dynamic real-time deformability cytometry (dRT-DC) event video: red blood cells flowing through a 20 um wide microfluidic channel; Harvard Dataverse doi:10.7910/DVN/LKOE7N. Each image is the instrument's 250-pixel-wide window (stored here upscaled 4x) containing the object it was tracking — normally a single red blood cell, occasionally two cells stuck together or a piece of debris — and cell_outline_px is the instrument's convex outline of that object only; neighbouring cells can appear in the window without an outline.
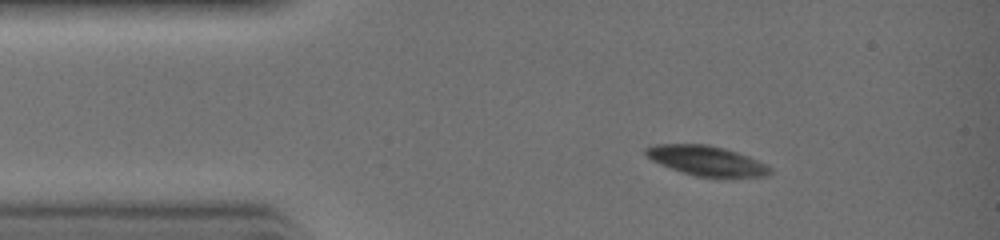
{"species": "common noctule bat (a hibernating species)", "species_latin": "Nyctalus noctula", "temperature_condition": "warm", "stored_images_in_passage": 30, "camera_frame_rate_fps": 3000, "um_per_image_px": 0.085, "animal": {"sex": "female", "body_mass_g": 19.0, "forearm_length_mm": 51.5}, "frame": {"image": 1, "passage_image": 1, "time_ms": 0.0, "image_size_px": [1000, 240], "cell_outline_px": [[772, 172], [764, 176], [696, 176], [660, 164], [652, 160], [644, 152], [644, 148], [656, 144], [708, 144], [724, 148], [748, 156], [772, 168]], "centroid_in_image_um": [60.02, 13.63], "position_along_channel_um": 25.0, "area_um2": 21.04}}
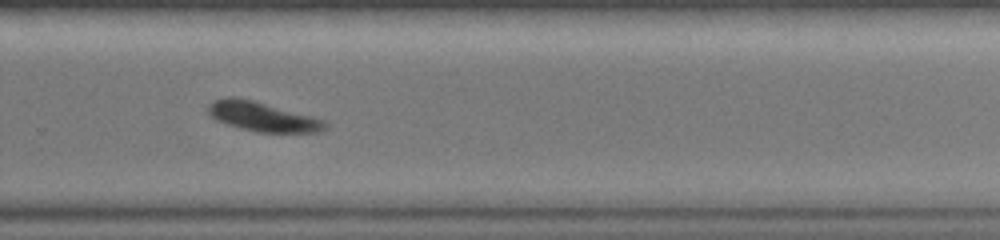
{"frame": {"image": 2, "passage_image": 18, "time_ms": 5.667, "image_size_px": [1000, 240], "cell_outline_px": [[328, 128], [320, 132], [256, 132], [240, 128], [216, 120], [208, 112], [208, 104], [216, 100], [228, 96], [232, 96], [252, 100], [328, 120]], "centroid_in_image_um": [22.38, 9.92], "position_along_channel_um": 307.4, "area_um2": 20.06}}
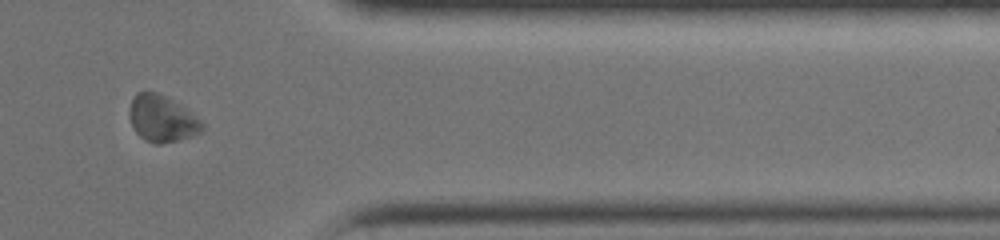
{"frame": {"image": 3, "passage_image": 23, "time_ms": 7.333, "image_size_px": [1000, 240], "cell_outline_px": [[204, 128], [200, 132], [180, 140], [160, 144], [156, 144], [144, 140], [136, 132], [128, 116], [128, 112], [132, 100], [136, 92], [156, 92], [180, 104], [200, 120], [204, 124]], "centroid_in_image_um": [13.75, 10.1], "position_along_channel_um": 397.7, "area_um2": 19.59}}